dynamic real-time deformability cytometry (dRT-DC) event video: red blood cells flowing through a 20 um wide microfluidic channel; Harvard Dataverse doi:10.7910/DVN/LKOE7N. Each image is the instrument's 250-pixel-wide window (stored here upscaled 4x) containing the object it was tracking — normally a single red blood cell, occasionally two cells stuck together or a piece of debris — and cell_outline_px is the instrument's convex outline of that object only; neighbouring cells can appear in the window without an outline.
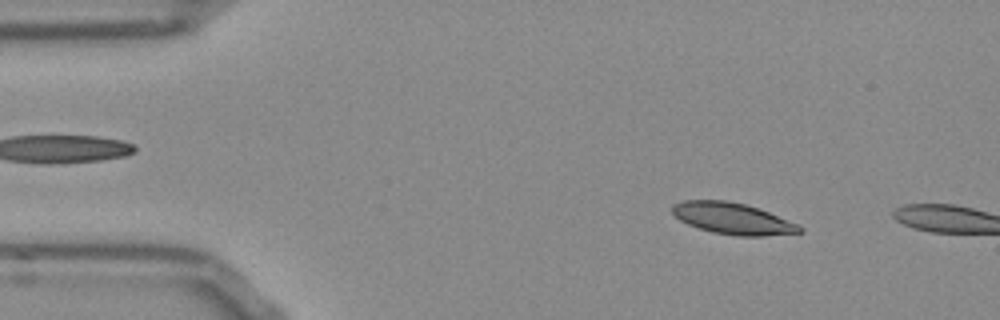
{"species": "Egyptian fruit bat (a non-hibernating species)", "species_latin": "Rousettus aegyptiacus", "temperature_condition": "room temperature", "stored_images_in_passage": 15, "camera_frame_rate_fps": 3000, "um_per_image_px": 0.085, "frame": {"image": 1, "passage_image": 6, "time_ms": 1.667, "image_size_px": [1000, 320], "cell_outline_px": [[804, 232], [764, 236], [736, 236], [712, 232], [688, 224], [680, 220], [672, 212], [672, 204], [684, 200], [724, 200], [744, 204], [768, 212], [796, 224], [804, 228]], "centroid_in_image_um": [62.25, 18.58], "position_along_channel_um": 22.7, "area_um2": 23.06}}